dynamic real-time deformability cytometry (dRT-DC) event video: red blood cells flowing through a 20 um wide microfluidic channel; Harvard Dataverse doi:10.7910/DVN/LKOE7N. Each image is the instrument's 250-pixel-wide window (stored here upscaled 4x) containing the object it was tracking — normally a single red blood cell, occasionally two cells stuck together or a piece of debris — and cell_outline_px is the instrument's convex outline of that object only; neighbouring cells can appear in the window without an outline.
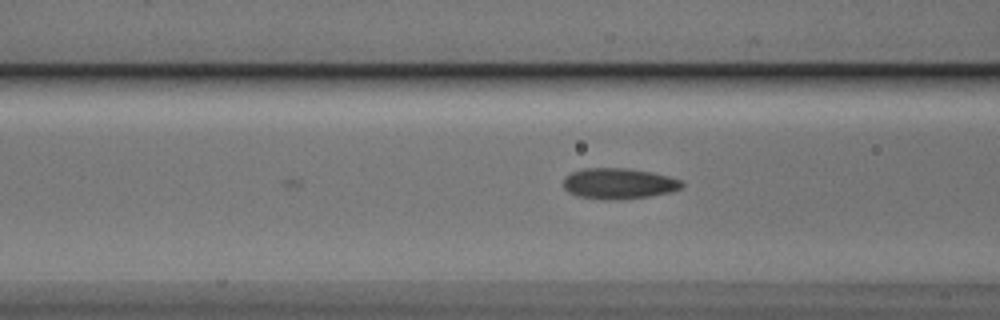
{"species": "Egyptian fruit bat (a non-hibernating species)", "species_latin": "Rousettus aegyptiacus", "temperature_condition": "cold", "stored_images_in_passage": 7, "camera_frame_rate_fps": 3000, "um_per_image_px": 0.085, "animal": {"sex": "male"}, "frame": {"image": 1, "passage_image": 5, "time_ms": 1.333, "image_size_px": [1000, 320], "cell_outline_px": [[684, 184], [680, 188], [672, 192], [648, 196], [620, 200], [604, 200], [576, 196], [568, 192], [564, 188], [564, 180], [572, 172], [584, 168], [628, 168], [652, 172], [668, 176], [680, 180]], "centroid_in_image_um": [52.59, 15.61], "position_along_channel_um": 114.0, "area_um2": 21.33}}